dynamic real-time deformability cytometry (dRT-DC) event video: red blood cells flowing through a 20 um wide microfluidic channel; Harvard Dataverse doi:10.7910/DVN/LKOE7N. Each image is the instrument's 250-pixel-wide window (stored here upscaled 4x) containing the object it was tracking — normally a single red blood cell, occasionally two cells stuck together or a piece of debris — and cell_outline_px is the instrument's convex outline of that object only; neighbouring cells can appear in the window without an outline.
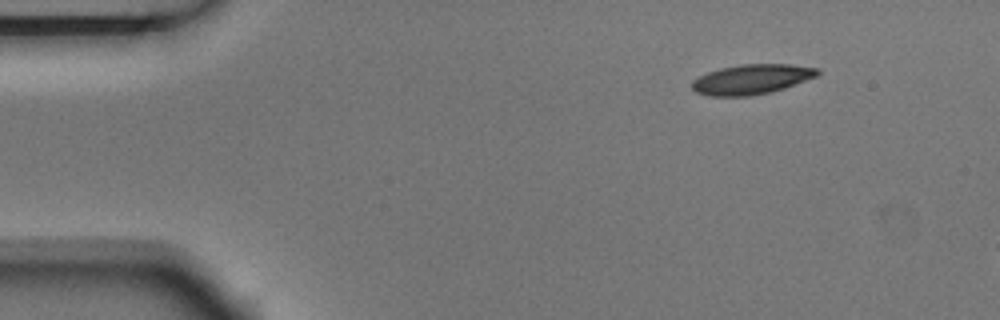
{"species": "Egyptian fruit bat (a non-hibernating species)", "species_latin": "Rousettus aegyptiacus", "temperature_condition": "room temperature", "stored_images_in_passage": 2, "camera_frame_rate_fps": 3000, "um_per_image_px": 0.085, "animal": {"sex": "male"}, "frame": {"image": 1, "passage_image": 2, "time_ms": 0.333, "image_size_px": [1000, 320], "cell_outline_px": [[820, 72], [816, 76], [784, 88], [772, 92], [752, 96], [708, 96], [696, 92], [692, 88], [692, 80], [708, 72], [720, 68], [740, 64], [792, 64], [820, 68]], "centroid_in_image_um": [63.89, 6.74], "position_along_channel_um": 21.1, "area_um2": 21.96}}